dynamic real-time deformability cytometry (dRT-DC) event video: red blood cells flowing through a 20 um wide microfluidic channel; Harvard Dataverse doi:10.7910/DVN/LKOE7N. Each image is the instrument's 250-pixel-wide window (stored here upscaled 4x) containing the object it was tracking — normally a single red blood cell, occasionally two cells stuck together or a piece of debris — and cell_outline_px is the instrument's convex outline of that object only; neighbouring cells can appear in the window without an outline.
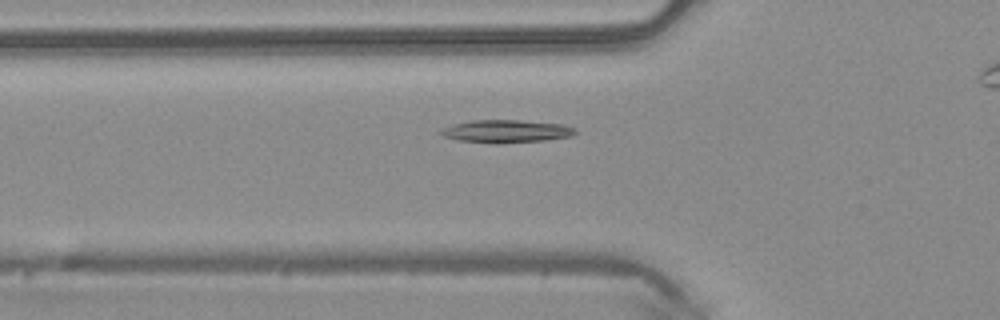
{"species": "common noctule bat (a hibernating species)", "species_latin": "Nyctalus noctula", "temperature_condition": "warm", "stored_images_in_passage": 33, "camera_frame_rate_fps": 3000, "um_per_image_px": 0.085, "animal": {"sex": "male", "body_mass_g": 20.4}, "frame": {"image": 1, "passage_image": 7, "time_ms": 2.0, "image_size_px": [1000, 320], "cell_outline_px": [[576, 132], [572, 136], [544, 140], [496, 144], [456, 140], [444, 136], [440, 132], [440, 128], [452, 124], [472, 120], [520, 120], [560, 124], [576, 128]], "centroid_in_image_um": [42.98, 11.16], "position_along_channel_um": 82.8, "area_um2": 17.92}}
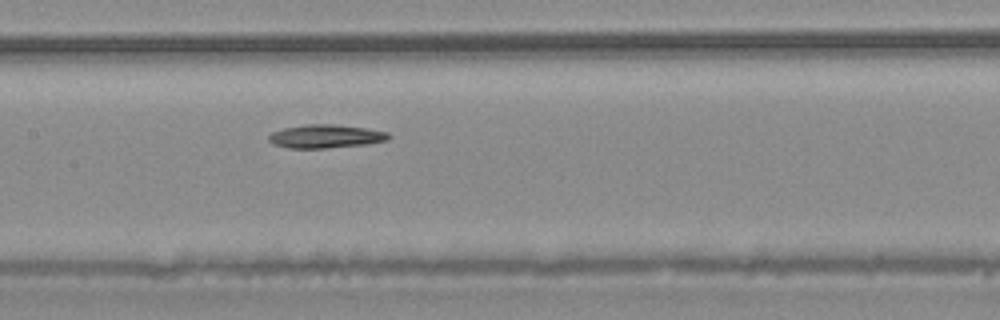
{"frame": {"image": 2, "passage_image": 14, "time_ms": 4.333, "image_size_px": [1000, 320], "cell_outline_px": [[392, 136], [388, 140], [368, 144], [328, 148], [288, 148], [272, 144], [268, 140], [268, 136], [272, 132], [284, 128], [304, 124], [332, 124], [364, 128], [388, 132]], "centroid_in_image_um": [27.67, 11.59], "position_along_channel_um": 179.7, "area_um2": 16.47}}
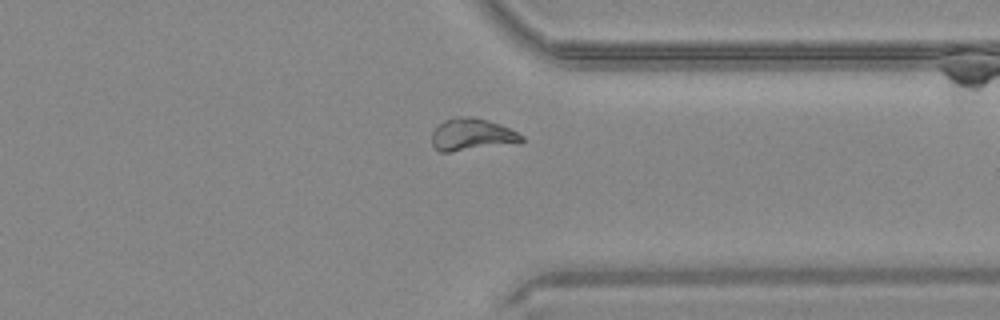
{"frame": {"image": 3, "passage_image": 28, "time_ms": 9.0, "image_size_px": [1000, 320], "cell_outline_px": [[524, 140], [520, 144], [452, 152], [440, 152], [432, 144], [432, 132], [444, 120], [456, 116], [472, 116], [488, 120], [500, 124], [524, 136]], "centroid_in_image_um": [40.15, 11.46], "position_along_channel_um": 371.2, "area_um2": 17.22}}